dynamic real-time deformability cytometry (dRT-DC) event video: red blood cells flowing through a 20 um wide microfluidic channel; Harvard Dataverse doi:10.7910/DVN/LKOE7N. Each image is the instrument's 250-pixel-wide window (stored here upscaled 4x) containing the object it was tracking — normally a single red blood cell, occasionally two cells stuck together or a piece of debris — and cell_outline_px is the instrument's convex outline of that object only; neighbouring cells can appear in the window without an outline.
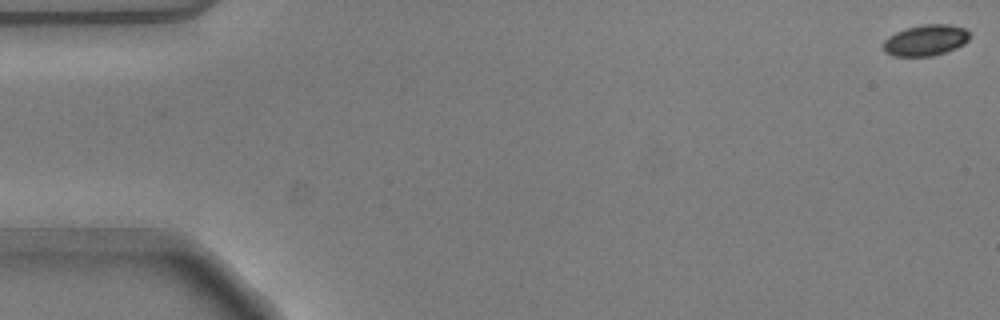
{"species": "common noctule bat (a hibernating species)", "species_latin": "Nyctalus noctula", "temperature_condition": "warm", "stored_images_in_passage": 54, "camera_frame_rate_fps": 3000, "um_per_image_px": 0.085, "animal": {"sex": "male", "body_mass_g": 20.5, "forearm_length_mm": 52.5}, "frame": {"image": 1, "passage_image": 1, "time_ms": 0.0, "image_size_px": [1000, 320], "cell_outline_px": [[968, 40], [964, 44], [956, 48], [932, 56], [892, 56], [884, 52], [884, 40], [888, 36], [904, 28], [924, 24], [948, 24], [964, 28], [968, 32]], "centroid_in_image_um": [78.65, 3.42], "position_along_channel_um": 6.4, "area_um2": 15.61}}
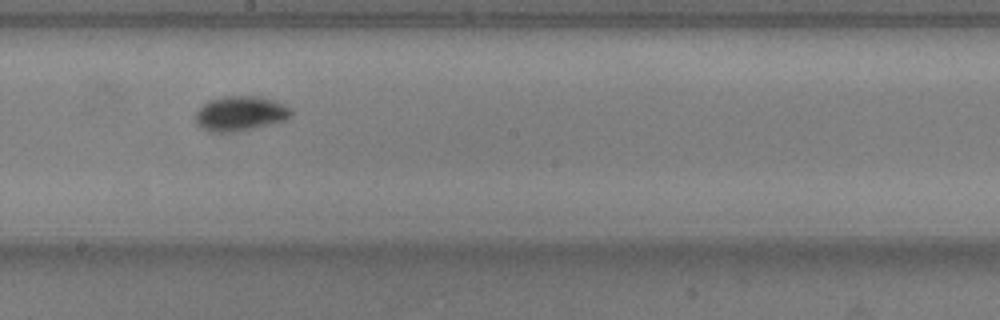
{"frame": {"image": 2, "passage_image": 30, "time_ms": 9.667, "image_size_px": [1000, 320], "cell_outline_px": [[292, 116], [288, 120], [240, 132], [208, 132], [196, 120], [196, 112], [208, 100], [224, 96], [256, 96], [276, 100], [292, 108]], "centroid_in_image_um": [20.5, 9.65], "position_along_channel_um": 227.7, "area_um2": 19.65}}
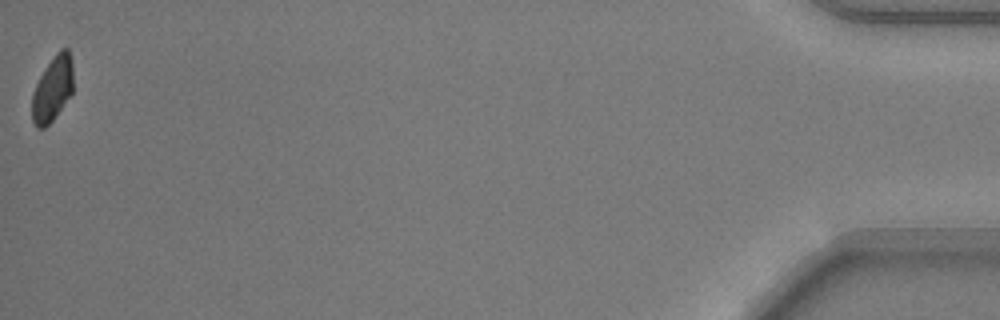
{"frame": {"image": 3, "passage_image": 54, "time_ms": 17.667, "image_size_px": [1000, 320], "cell_outline_px": [[72, 92], [52, 120], [44, 128], [36, 128], [32, 120], [32, 92], [40, 76], [56, 52], [60, 48], [68, 48], [72, 64]], "centroid_in_image_um": [4.45, 7.54], "position_along_channel_um": 430.8, "area_um2": 15.37}, "authors_computed_cell_mechanics": {"area_um2": 16.9354, "velocity_mm_per_s": 3.787, "shape_relaxation_time_tau1_ms": 3.2612, "shape_relaxation_time_tau2_ms": 1.8241, "deformation_change_tau1": 0.1452, "deformation_change_tau2": 0.0507}}